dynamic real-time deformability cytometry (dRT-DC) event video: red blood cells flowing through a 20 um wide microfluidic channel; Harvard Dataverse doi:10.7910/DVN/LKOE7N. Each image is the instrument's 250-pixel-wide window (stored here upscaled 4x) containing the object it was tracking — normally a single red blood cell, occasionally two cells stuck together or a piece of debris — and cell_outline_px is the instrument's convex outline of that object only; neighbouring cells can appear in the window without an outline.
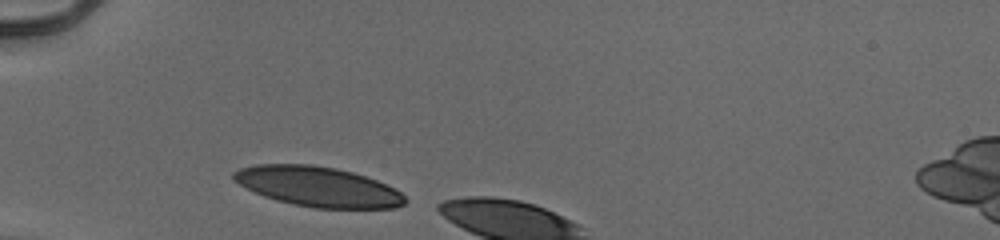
{"species": "human", "species_latin": "Homo sapiens", "temperature_condition": "cold", "stored_images_in_passage": 4, "camera_frame_rate_fps": 3000, "um_per_image_px": 0.085, "donor": {"sex": "male"}, "frame": {"image": 1, "passage_image": 1, "time_ms": 0.0, "image_size_px": [1000, 240], "cell_outline_px": [[408, 200], [404, 204], [392, 208], [312, 208], [292, 204], [276, 200], [264, 196], [232, 180], [232, 172], [240, 168], [256, 164], [312, 164], [336, 168], [352, 172], [376, 180], [400, 192]], "centroid_in_image_um": [26.99, 15.86], "position_along_channel_um": 58.0, "area_um2": 39.77}}